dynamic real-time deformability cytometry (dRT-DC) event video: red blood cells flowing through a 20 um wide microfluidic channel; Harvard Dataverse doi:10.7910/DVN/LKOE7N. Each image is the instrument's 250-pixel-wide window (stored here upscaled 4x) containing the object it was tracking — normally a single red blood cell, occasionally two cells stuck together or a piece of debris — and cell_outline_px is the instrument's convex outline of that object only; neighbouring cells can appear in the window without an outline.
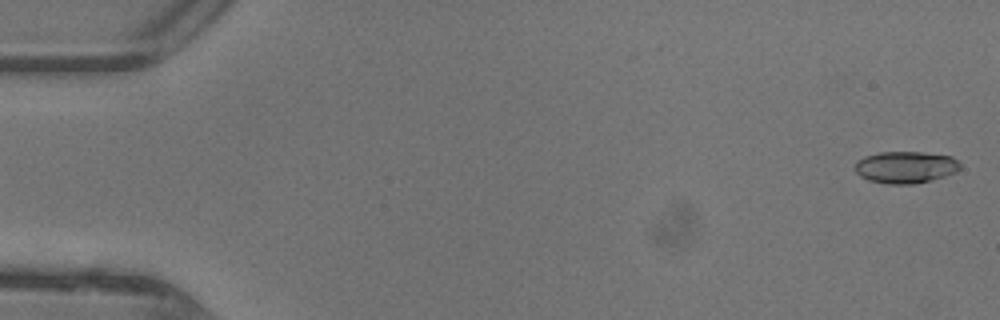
{"species": "common noctule bat (a hibernating species)", "species_latin": "Nyctalus noctula", "temperature_condition": "warm", "stored_images_in_passage": 48, "camera_frame_rate_fps": 3000, "um_per_image_px": 0.085, "animal": {"sex": "female"}, "frame": {"image": 1, "passage_image": 1, "time_ms": 0.0, "image_size_px": [1000, 320], "cell_outline_px": [[960, 168], [956, 172], [944, 176], [912, 184], [888, 184], [868, 180], [860, 176], [856, 172], [856, 160], [864, 156], [880, 152], [924, 152], [952, 156], [960, 164]], "centroid_in_image_um": [76.95, 14.2], "position_along_channel_um": 8.0, "area_um2": 19.48}}
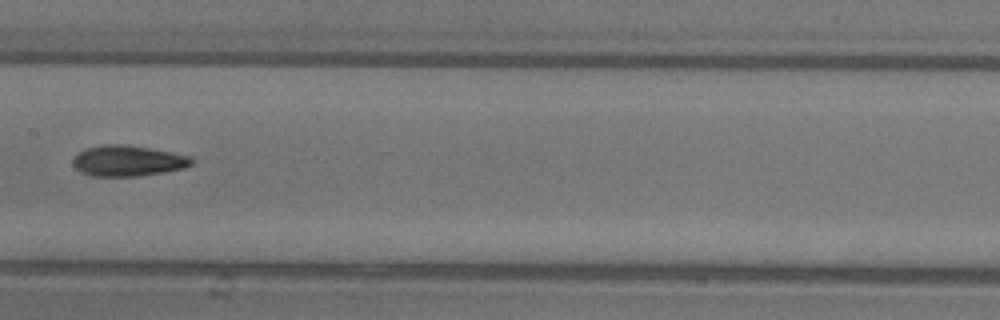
{"frame": {"image": 2, "passage_image": 24, "time_ms": 7.667, "image_size_px": [1000, 320], "cell_outline_px": [[192, 164], [184, 168], [136, 176], [92, 176], [80, 172], [72, 164], [72, 160], [84, 148], [104, 144], [120, 144], [148, 148], [188, 156], [192, 160]], "centroid_in_image_um": [10.79, 13.67], "position_along_channel_um": 196.6, "area_um2": 20.87}}
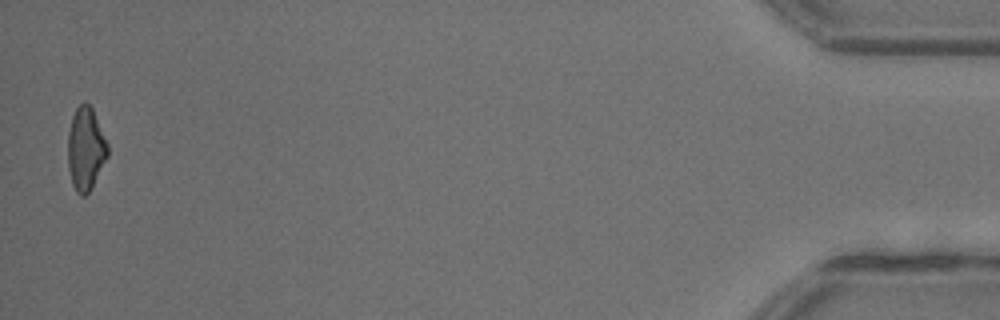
{"frame": {"image": 3, "passage_image": 46, "time_ms": 15.0, "image_size_px": [1000, 320], "cell_outline_px": [[108, 156], [92, 188], [84, 196], [80, 196], [76, 192], [72, 184], [68, 168], [68, 132], [72, 116], [76, 108], [84, 100], [92, 108], [108, 144]], "centroid_in_image_um": [7.28, 12.66], "position_along_channel_um": 427.9, "area_um2": 19.36}, "authors_computed_cell_mechanics": {"area_um2": 19.7387, "velocity_mm_per_s": 4.4619, "shape_relaxation_time_tau1_ms": 5.5985, "shape_relaxation_time_tau2_ms": 2.9468, "deformation_change_tau1": 0.1875, "deformation_change_tau2": 0.1158}}